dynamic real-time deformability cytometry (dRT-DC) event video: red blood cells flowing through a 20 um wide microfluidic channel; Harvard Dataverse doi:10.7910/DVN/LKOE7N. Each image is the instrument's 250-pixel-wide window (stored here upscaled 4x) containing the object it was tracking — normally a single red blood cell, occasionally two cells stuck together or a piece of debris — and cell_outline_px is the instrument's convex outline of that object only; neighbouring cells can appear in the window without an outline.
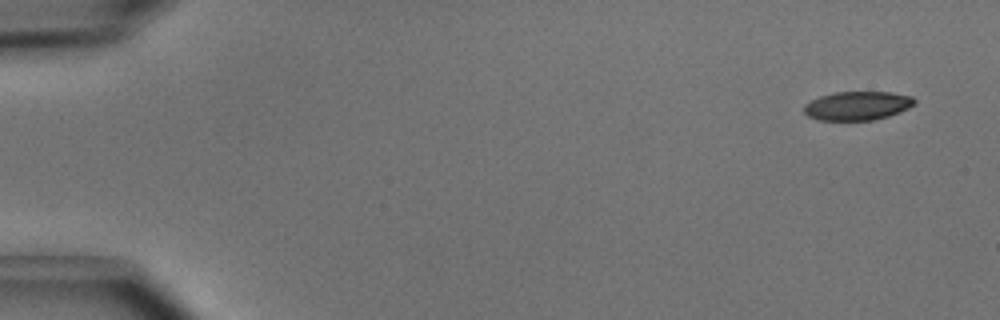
{"species": "common noctule bat (a hibernating species)", "species_latin": "Nyctalus noctula", "temperature_condition": "cold", "stored_images_in_passage": 5, "camera_frame_rate_fps": 3000, "um_per_image_px": 0.085, "animal": {"sex": "male", "body_mass_g": 15.6}, "frame": {"image": 1, "passage_image": 1, "time_ms": 0.0, "image_size_px": [1000, 320], "cell_outline_px": [[916, 104], [900, 112], [888, 116], [872, 120], [820, 120], [808, 116], [804, 112], [804, 104], [820, 96], [832, 92], [892, 92], [912, 96], [916, 100]], "centroid_in_image_um": [72.9, 8.98], "position_along_channel_um": 12.1, "area_um2": 18.61}}
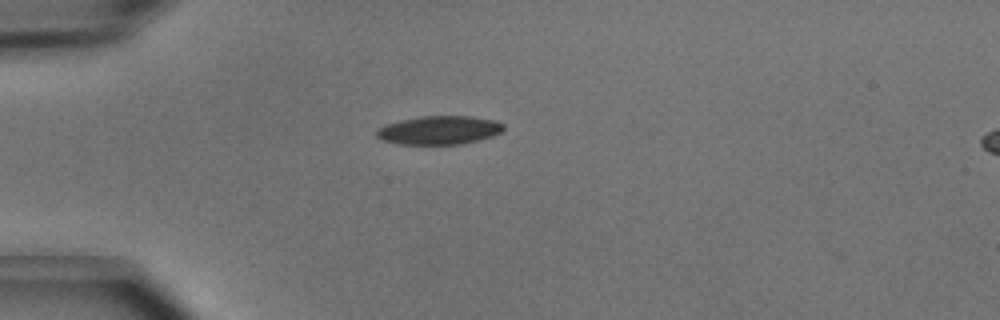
{"frame": {"image": 2, "passage_image": 4, "time_ms": 1.0, "image_size_px": [1000, 320], "cell_outline_px": [[504, 128], [500, 132], [492, 136], [460, 144], [400, 144], [380, 140], [376, 136], [376, 132], [380, 128], [388, 124], [400, 120], [424, 116], [472, 116], [496, 120], [504, 124]], "centroid_in_image_um": [37.34, 11.06], "position_along_channel_um": 47.7, "area_um2": 20.98}}